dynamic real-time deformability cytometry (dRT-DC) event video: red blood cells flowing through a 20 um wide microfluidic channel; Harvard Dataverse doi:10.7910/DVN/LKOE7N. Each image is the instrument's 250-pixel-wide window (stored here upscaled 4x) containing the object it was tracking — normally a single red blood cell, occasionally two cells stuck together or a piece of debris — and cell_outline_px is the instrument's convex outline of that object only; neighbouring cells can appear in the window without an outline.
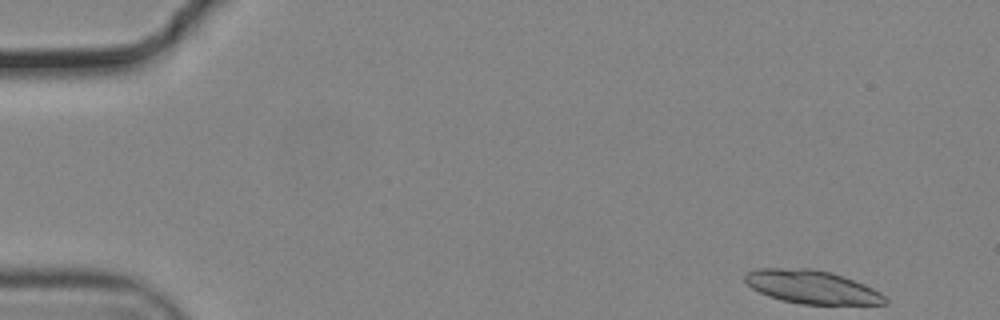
{"species": "common noctule bat (a hibernating species)", "species_latin": "Nyctalus noctula", "temperature_condition": "cold", "stored_images_in_passage": 22, "segment_of_instrument_passage": [1, 2], "camera_frame_rate_fps": 3000, "um_per_image_px": 0.085, "animal": {"sex": "male", "body_mass_g": 19.2, "forearm_length_mm": 51.8}, "frame": {"image": 1, "passage_image": 1, "time_ms": 0.0, "image_size_px": [1000, 320], "cell_outline_px": [[888, 304], [800, 304], [780, 300], [768, 296], [752, 288], [744, 280], [744, 276], [748, 272], [756, 268], [812, 268], [832, 272], [844, 276], [864, 284], [880, 292], [888, 300]], "centroid_in_image_um": [69.0, 24.38], "position_along_channel_um": 16.0, "area_um2": 27.34}}